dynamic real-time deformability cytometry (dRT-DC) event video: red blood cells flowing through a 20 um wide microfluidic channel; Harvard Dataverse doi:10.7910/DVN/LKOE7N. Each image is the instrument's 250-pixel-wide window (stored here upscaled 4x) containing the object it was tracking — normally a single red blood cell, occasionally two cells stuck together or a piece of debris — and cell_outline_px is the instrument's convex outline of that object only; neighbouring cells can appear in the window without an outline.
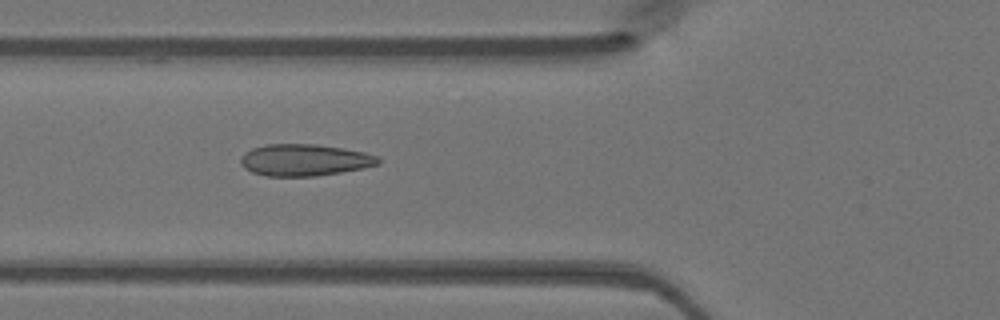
{"species": "Egyptian fruit bat (a non-hibernating species)", "species_latin": "Rousettus aegyptiacus", "temperature_condition": "warm", "stored_images_in_passage": 35, "camera_frame_rate_fps": 3000, "um_per_image_px": 0.085, "animal": {"sex": "female"}, "frame": {"image": 1, "passage_image": 18, "time_ms": 5.667, "image_size_px": [1000, 320], "cell_outline_px": [[380, 164], [364, 168], [316, 176], [268, 176], [252, 172], [244, 168], [240, 164], [240, 156], [244, 152], [252, 148], [264, 144], [316, 144], [344, 148], [364, 152], [380, 156]], "centroid_in_image_um": [25.88, 13.59], "position_along_channel_um": 99.9, "area_um2": 25.72}}
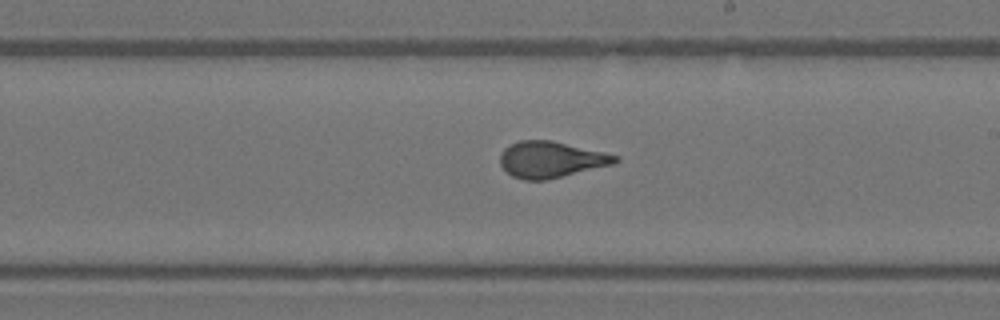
{"frame": {"image": 2, "passage_image": 28, "time_ms": 9.0, "image_size_px": [1000, 320], "cell_outline_px": [[620, 160], [612, 164], [544, 180], [524, 180], [512, 176], [500, 164], [500, 156], [504, 148], [520, 140], [552, 140], [604, 152], [620, 156]], "centroid_in_image_um": [46.82, 13.55], "position_along_channel_um": 242.2, "area_um2": 23.99}}
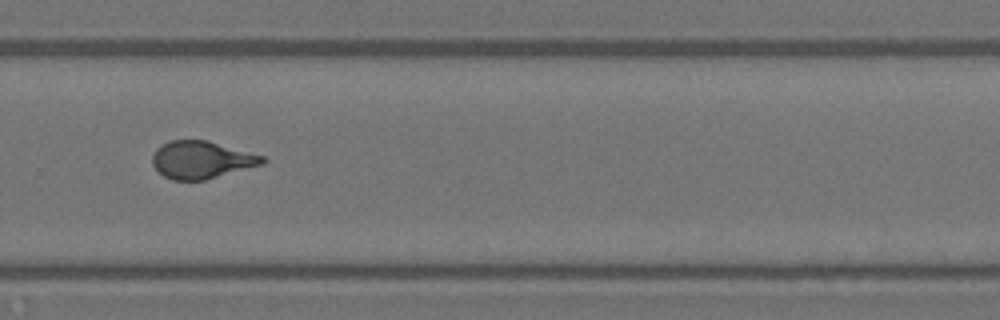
{"frame": {"image": 3, "passage_image": 33, "time_ms": 10.667, "image_size_px": [1000, 320], "cell_outline_px": [[268, 160], [264, 164], [204, 180], [172, 180], [164, 176], [152, 164], [152, 156], [156, 148], [172, 140], [208, 140], [264, 156]], "centroid_in_image_um": [17.15, 13.58], "position_along_channel_um": 312.6, "area_um2": 23.99}}